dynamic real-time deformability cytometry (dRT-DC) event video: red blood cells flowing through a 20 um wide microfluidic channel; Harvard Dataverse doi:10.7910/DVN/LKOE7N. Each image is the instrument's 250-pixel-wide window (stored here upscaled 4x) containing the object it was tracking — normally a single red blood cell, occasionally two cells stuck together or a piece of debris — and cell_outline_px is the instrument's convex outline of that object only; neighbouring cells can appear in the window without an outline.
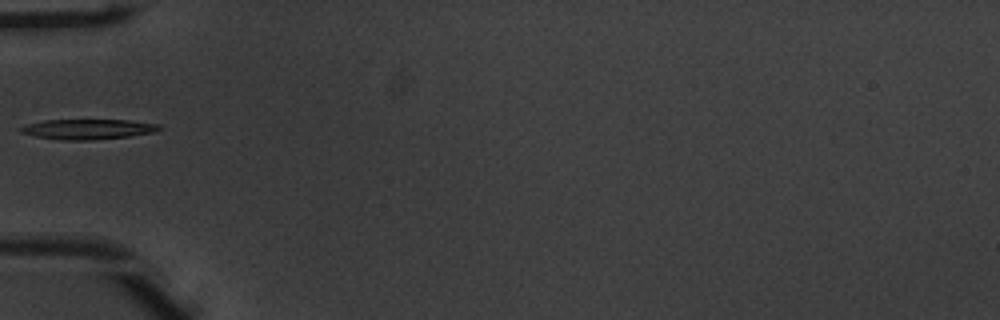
{"species": "common noctule bat (a hibernating species)", "species_latin": "Nyctalus noctula", "temperature_condition": "warm", "stored_images_in_passage": 31, "camera_frame_rate_fps": 3000, "um_per_image_px": 0.085, "animal": {"sex": "male", "body_mass_g": 20.1, "forearm_length_mm": 53.5}, "frame": {"image": 1, "passage_image": 1, "time_ms": 0.0, "image_size_px": [1000, 320], "cell_outline_px": [[160, 128], [156, 132], [128, 136], [96, 140], [60, 140], [36, 136], [20, 132], [20, 128], [28, 124], [44, 120], [128, 120], [156, 124]], "centroid_in_image_um": [7.46, 10.98], "position_along_channel_um": 77.5, "area_um2": 16.07}}